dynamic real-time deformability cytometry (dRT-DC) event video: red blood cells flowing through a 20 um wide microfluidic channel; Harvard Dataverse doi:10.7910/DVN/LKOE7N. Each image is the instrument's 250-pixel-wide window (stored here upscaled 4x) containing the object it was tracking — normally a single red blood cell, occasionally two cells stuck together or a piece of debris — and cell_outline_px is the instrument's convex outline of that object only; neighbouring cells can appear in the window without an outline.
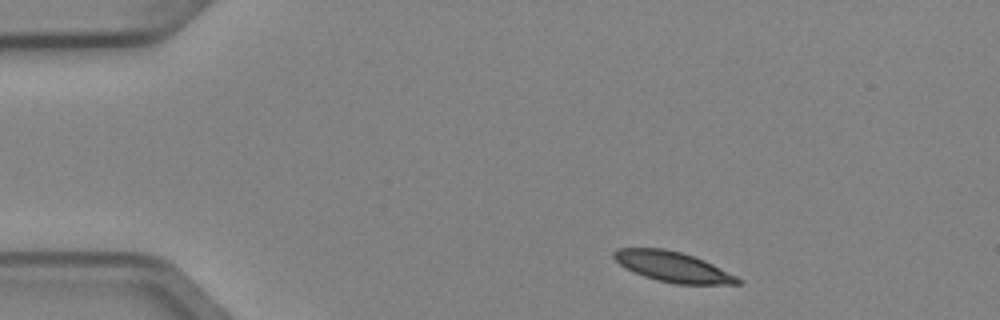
{"species": "Egyptian fruit bat (a non-hibernating species)", "species_latin": "Rousettus aegyptiacus", "temperature_condition": "cold", "stored_images_in_passage": 3, "camera_frame_rate_fps": 3000, "um_per_image_px": 0.085, "animal": {"sex": "female"}, "frame": {"image": 1, "passage_image": 1, "time_ms": 0.0, "image_size_px": [1000, 320], "cell_outline_px": [[740, 284], [676, 284], [656, 280], [644, 276], [620, 264], [612, 256], [612, 252], [616, 248], [664, 248], [680, 252], [704, 260], [736, 276], [740, 280]], "centroid_in_image_um": [57.16, 22.67], "position_along_channel_um": 27.8, "area_um2": 21.5}}